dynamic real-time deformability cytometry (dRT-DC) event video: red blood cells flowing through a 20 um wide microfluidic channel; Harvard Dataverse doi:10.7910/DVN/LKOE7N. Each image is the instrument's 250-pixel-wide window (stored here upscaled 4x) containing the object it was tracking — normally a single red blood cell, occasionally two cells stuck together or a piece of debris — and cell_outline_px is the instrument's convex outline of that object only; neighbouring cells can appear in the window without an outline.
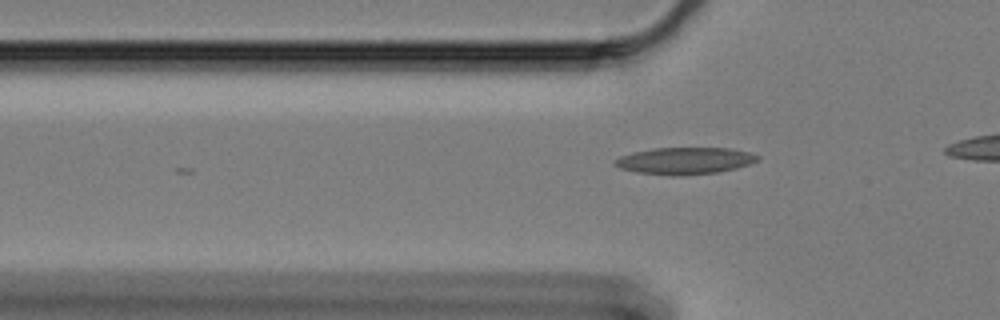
{"species": "Egyptian fruit bat (a non-hibernating species)", "species_latin": "Rousettus aegyptiacus", "temperature_condition": "cold", "stored_images_in_passage": 24, "camera_frame_rate_fps": 3000, "um_per_image_px": 0.085, "animal": {"sex": "female"}, "frame": {"image": 1, "passage_image": 13, "time_ms": 4.0, "image_size_px": [1000, 320], "cell_outline_px": [[760, 160], [736, 168], [716, 172], [680, 176], [672, 176], [636, 172], [620, 168], [612, 164], [612, 160], [620, 156], [632, 152], [652, 148], [728, 148], [752, 152], [760, 156]], "centroid_in_image_um": [58.18, 13.66], "position_along_channel_um": 67.6, "area_um2": 22.6}}
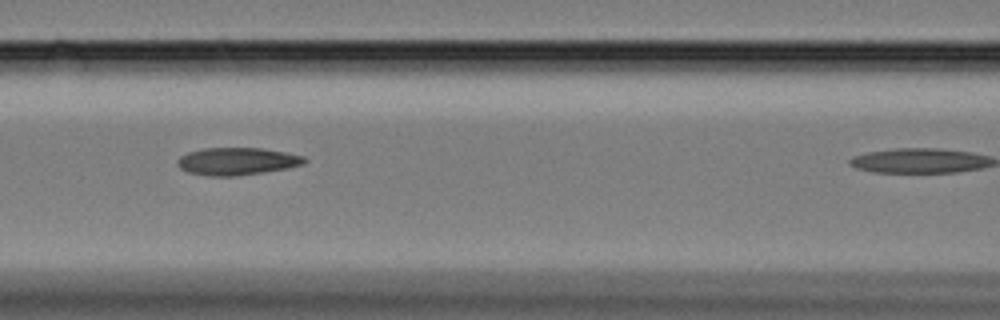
{"frame": {"image": 2, "passage_image": 20, "time_ms": 6.333, "image_size_px": [1000, 320], "cell_outline_px": [[308, 160], [304, 164], [284, 168], [260, 172], [232, 176], [212, 176], [188, 172], [180, 168], [176, 164], [176, 160], [180, 156], [188, 152], [204, 148], [264, 148], [304, 156]], "centroid_in_image_um": [20.11, 13.69], "position_along_channel_um": 146.5, "area_um2": 20.11}}
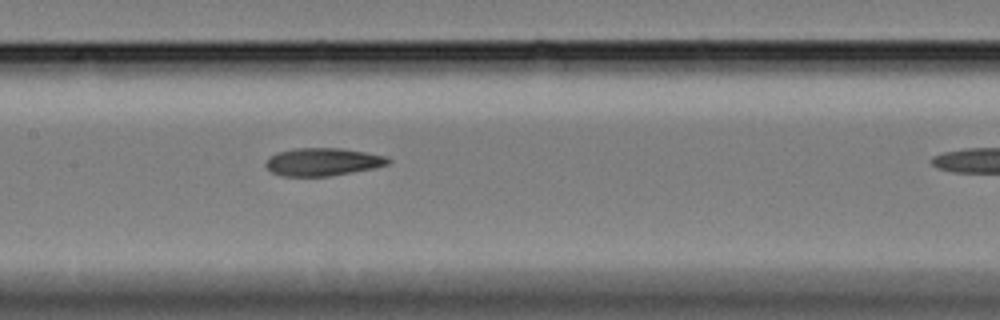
{"frame": {"image": 3, "passage_image": 23, "time_ms": 7.333, "image_size_px": [1000, 320], "cell_outline_px": [[392, 160], [388, 164], [372, 168], [328, 176], [284, 176], [272, 172], [264, 164], [268, 156], [276, 152], [292, 148], [344, 148], [388, 156]], "centroid_in_image_um": [27.41, 13.74], "position_along_channel_um": 180.0, "area_um2": 19.94}}